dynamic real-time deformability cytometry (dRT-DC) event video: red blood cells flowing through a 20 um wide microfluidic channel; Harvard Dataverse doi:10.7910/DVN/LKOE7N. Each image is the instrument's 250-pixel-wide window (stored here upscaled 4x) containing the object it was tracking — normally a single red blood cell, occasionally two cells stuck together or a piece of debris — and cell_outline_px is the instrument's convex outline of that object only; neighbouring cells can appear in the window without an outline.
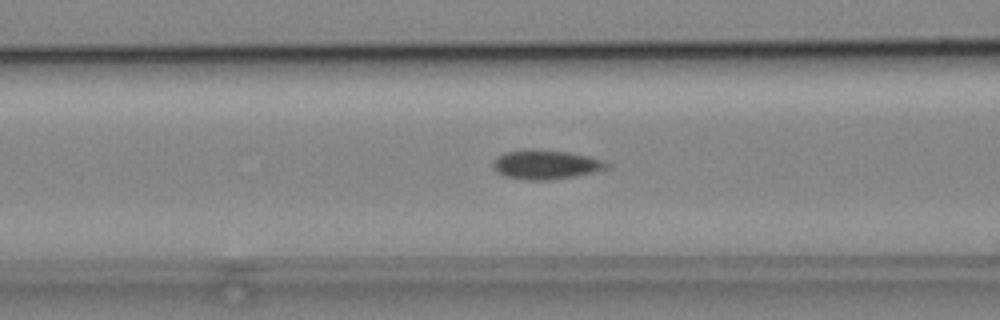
{"species": "common noctule bat (a hibernating species)", "species_latin": "Nyctalus noctula", "temperature_condition": "cold", "stored_images_in_passage": 41, "camera_frame_rate_fps": 3000, "um_per_image_px": 0.085, "animal": {"sex": "male", "body_mass_g": 19.2, "forearm_length_mm": 51.8}, "frame": {"image": 1, "passage_image": 16, "time_ms": 5.0, "image_size_px": [1000, 320], "cell_outline_px": [[612, 168], [576, 176], [552, 180], [524, 180], [504, 176], [496, 172], [492, 164], [496, 156], [504, 152], [568, 152], [588, 156], [612, 164]], "centroid_in_image_um": [46.44, 14.05], "position_along_channel_um": 120.2, "area_um2": 18.84}}
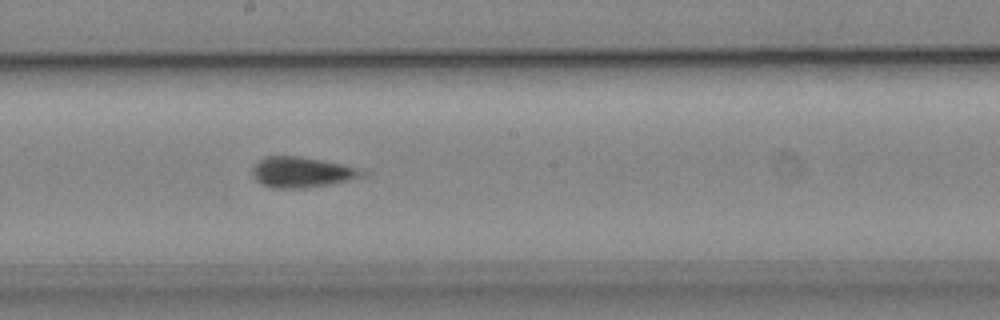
{"frame": {"image": 2, "passage_image": 24, "time_ms": 7.667, "image_size_px": [1000, 320], "cell_outline_px": [[372, 172], [368, 176], [328, 184], [304, 188], [276, 188], [260, 184], [256, 180], [252, 172], [252, 168], [264, 156], [300, 156], [344, 164]], "centroid_in_image_um": [25.72, 14.63], "position_along_channel_um": 222.5, "area_um2": 19.71}}
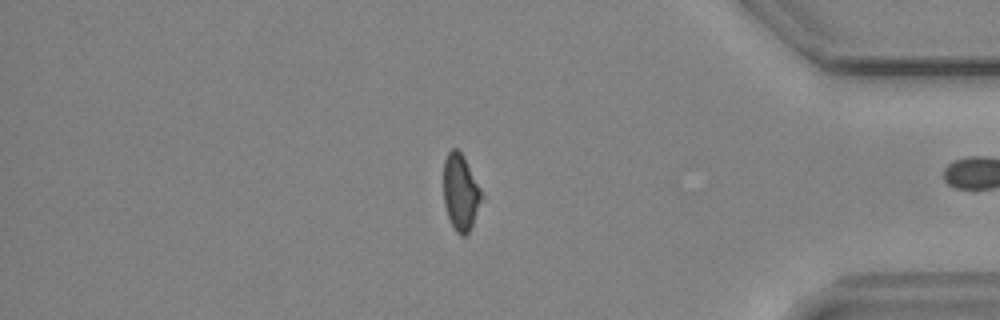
{"frame": {"image": 3, "passage_image": 40, "time_ms": 13.0, "image_size_px": [1000, 320], "cell_outline_px": [[484, 196], [472, 224], [468, 232], [464, 236], [460, 236], [456, 232], [448, 216], [444, 204], [444, 160], [448, 152], [452, 148], [456, 148], [464, 156]], "centroid_in_image_um": [39.15, 16.33], "position_along_channel_um": 396.0, "area_um2": 16.82}, "authors_computed_cell_mechanics": {"area_um2": 18.4382, "velocity_mm_per_s": 3.8307, "shape_relaxation_time_tau1_ms": null, "shape_relaxation_time_tau2_ms": 2.5056, "deformation_change_tau1": null, "deformation_change_tau2": 0.0753}}